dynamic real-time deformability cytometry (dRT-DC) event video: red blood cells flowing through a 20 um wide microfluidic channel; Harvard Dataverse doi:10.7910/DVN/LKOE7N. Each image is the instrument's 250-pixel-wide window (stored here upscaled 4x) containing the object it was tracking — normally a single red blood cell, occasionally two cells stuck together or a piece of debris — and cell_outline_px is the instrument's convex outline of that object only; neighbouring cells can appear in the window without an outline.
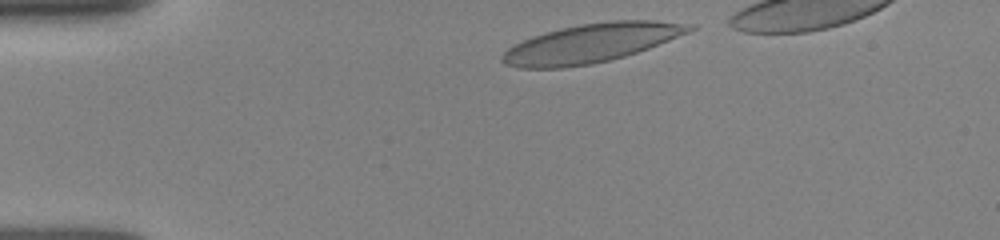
{"species": "human", "species_latin": "Homo sapiens", "temperature_condition": "room temperature", "stored_images_in_passage": 4, "camera_frame_rate_fps": 3000, "um_per_image_px": 0.085, "donor": {"sex": "female"}, "frame": {"image": 1, "passage_image": 1, "time_ms": 0.0, "image_size_px": [1000, 240], "cell_outline_px": [[696, 28], [688, 32], [648, 48], [624, 56], [592, 64], [564, 68], [520, 68], [504, 64], [500, 60], [500, 56], [508, 48], [532, 36], [560, 28], [580, 24], [608, 20], [652, 20], [696, 24]], "centroid_in_image_um": [50.24, 3.66], "position_along_channel_um": 34.8, "area_um2": 42.25}}